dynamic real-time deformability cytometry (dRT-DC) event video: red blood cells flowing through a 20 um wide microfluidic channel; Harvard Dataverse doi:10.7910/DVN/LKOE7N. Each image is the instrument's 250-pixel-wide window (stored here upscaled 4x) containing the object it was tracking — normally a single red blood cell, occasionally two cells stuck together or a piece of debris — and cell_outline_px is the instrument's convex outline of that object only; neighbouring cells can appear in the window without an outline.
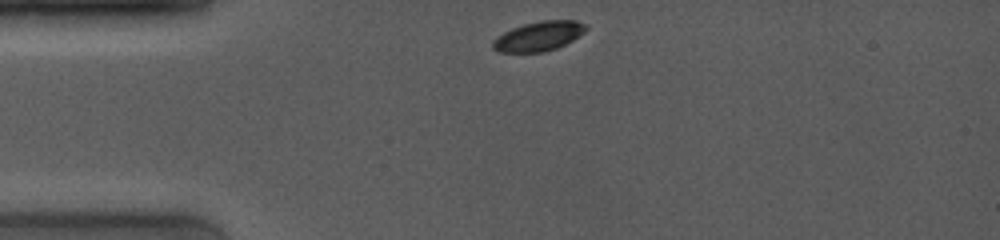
{"species": "common noctule bat (a hibernating species)", "species_latin": "Nyctalus noctula", "temperature_condition": "room temperature", "stored_images_in_passage": 28, "camera_frame_rate_fps": 4000, "um_per_image_px": 0.085, "animal": {"sex": "female", "body_mass_g": 19.0, "forearm_length_mm": 53.3}, "frame": {"image": 1, "passage_image": 1, "time_ms": 0.0, "image_size_px": [1000, 240], "cell_outline_px": [[588, 28], [584, 32], [572, 40], [556, 48], [544, 52], [500, 52], [492, 48], [492, 40], [496, 36], [512, 28], [524, 24], [540, 20], [576, 20], [588, 24]], "centroid_in_image_um": [45.79, 3.06], "position_along_channel_um": 39.2, "area_um2": 16.13}}
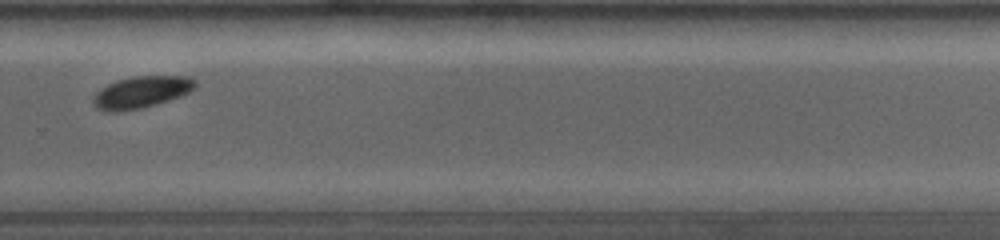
{"frame": {"image": 2, "passage_image": 20, "time_ms": 7.75, "image_size_px": [1000, 240], "cell_outline_px": [[196, 88], [180, 96], [140, 108], [120, 112], [108, 112], [96, 108], [92, 104], [92, 100], [96, 92], [100, 88], [116, 80], [132, 76], [188, 76], [196, 80]], "centroid_in_image_um": [11.97, 7.82], "position_along_channel_um": 317.8, "area_um2": 18.96}}
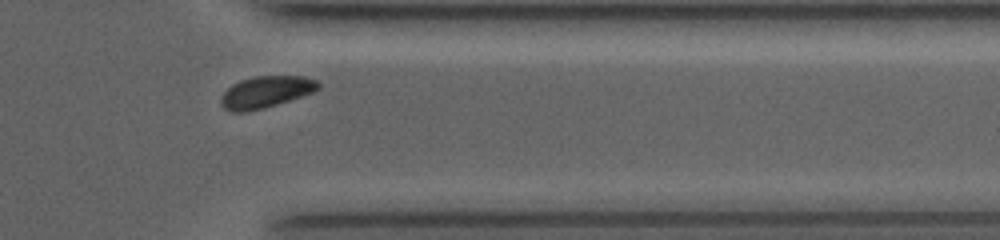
{"frame": {"image": 3, "passage_image": 24, "time_ms": 9.5, "image_size_px": [1000, 240], "cell_outline_px": [[320, 88], [312, 92], [264, 108], [248, 112], [232, 112], [224, 108], [220, 104], [220, 100], [224, 92], [232, 84], [240, 80], [256, 76], [304, 76], [316, 80], [320, 84]], "centroid_in_image_um": [22.57, 7.82], "position_along_channel_um": 388.8, "area_um2": 17.86}, "authors_computed_cell_mechanics": {"area_um2": 18.1492, "velocity_mm_per_s": 3.9855, "shape_relaxation_time_tau1_ms": 2.2349, "shape_relaxation_time_tau2_ms": null, "deformation_change_tau1": 0.1065, "deformation_change_tau2": null}}